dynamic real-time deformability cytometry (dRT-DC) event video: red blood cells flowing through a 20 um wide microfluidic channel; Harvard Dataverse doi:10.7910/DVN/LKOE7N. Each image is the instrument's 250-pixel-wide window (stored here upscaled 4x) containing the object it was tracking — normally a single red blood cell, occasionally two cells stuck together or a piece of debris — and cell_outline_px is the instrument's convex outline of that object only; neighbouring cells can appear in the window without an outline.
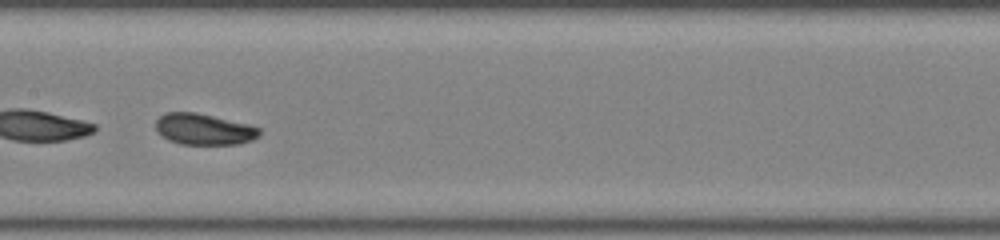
{"species": "common noctule bat (a hibernating species)", "species_latin": "Nyctalus noctula", "temperature_condition": "room temperature", "stored_images_in_passage": 38, "camera_frame_rate_fps": 3000, "um_per_image_px": 0.085, "animal": {"sex": "female", "body_mass_g": 22.0, "forearm_length_mm": 56.7}, "frame": {"image": 1, "passage_image": 22, "time_ms": 7.0, "image_size_px": [1000, 240], "cell_outline_px": [[260, 136], [252, 140], [236, 144], [180, 144], [168, 140], [156, 132], [156, 120], [164, 112], [196, 112], [248, 124], [260, 128]], "centroid_in_image_um": [17.31, 10.98], "position_along_channel_um": 190.1, "area_um2": 18.9}}
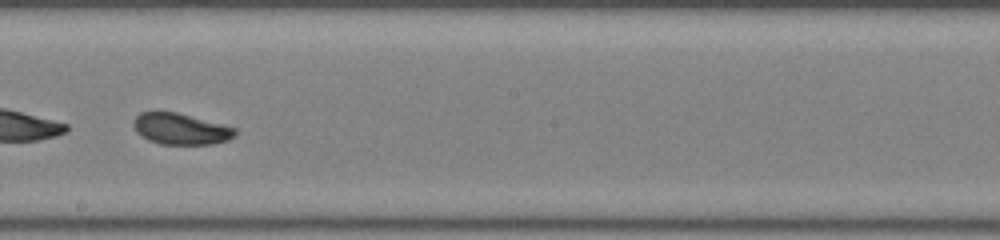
{"frame": {"image": 2, "passage_image": 25, "time_ms": 8.0, "image_size_px": [1000, 240], "cell_outline_px": [[236, 136], [228, 140], [212, 144], [160, 144], [148, 140], [136, 132], [132, 124], [132, 120], [140, 112], [176, 112], [236, 128]], "centroid_in_image_um": [15.33, 10.96], "position_along_channel_um": 232.9, "area_um2": 18.44}}
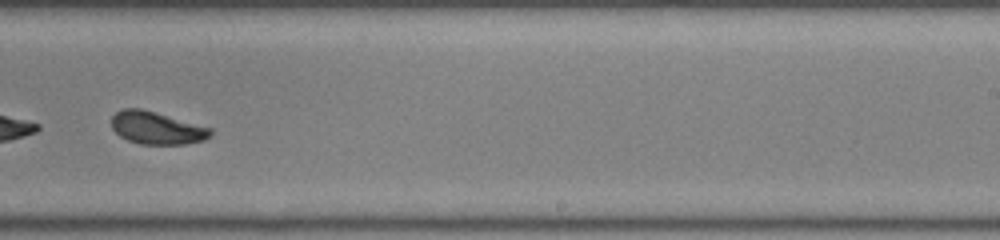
{"frame": {"image": 3, "passage_image": 28, "time_ms": 9.0, "image_size_px": [1000, 240], "cell_outline_px": [[212, 136], [204, 140], [184, 144], [140, 144], [128, 140], [120, 136], [112, 128], [112, 116], [116, 112], [124, 108], [140, 108], [212, 128]], "centroid_in_image_um": [13.33, 10.88], "position_along_channel_um": 275.7, "area_um2": 18.67}}